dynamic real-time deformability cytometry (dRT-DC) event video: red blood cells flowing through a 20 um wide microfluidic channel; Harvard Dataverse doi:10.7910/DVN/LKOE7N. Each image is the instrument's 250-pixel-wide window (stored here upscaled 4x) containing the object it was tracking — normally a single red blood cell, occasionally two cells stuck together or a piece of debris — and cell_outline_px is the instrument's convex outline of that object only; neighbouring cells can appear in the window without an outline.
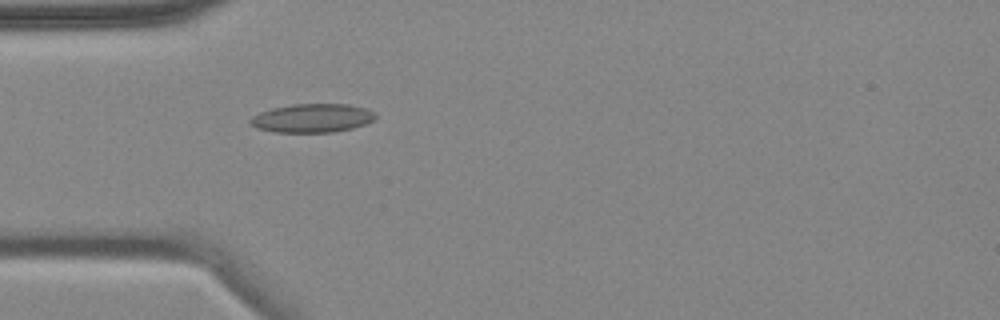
{"species": "common noctule bat (a hibernating species)", "species_latin": "Nyctalus noctula", "temperature_condition": "cold", "stored_images_in_passage": 3, "camera_frame_rate_fps": 3000, "um_per_image_px": 0.085, "animal": {"sex": "female", "body_mass_g": 18.4}, "frame": {"image": 1, "passage_image": 3, "time_ms": 3.0, "image_size_px": [1000, 320], "cell_outline_px": [[376, 116], [372, 120], [364, 124], [352, 128], [332, 132], [276, 132], [256, 128], [248, 124], [248, 120], [252, 116], [260, 112], [272, 108], [292, 104], [348, 104], [368, 108], [376, 112]], "centroid_in_image_um": [26.52, 10.03], "position_along_channel_um": 58.5, "area_um2": 21.04}}